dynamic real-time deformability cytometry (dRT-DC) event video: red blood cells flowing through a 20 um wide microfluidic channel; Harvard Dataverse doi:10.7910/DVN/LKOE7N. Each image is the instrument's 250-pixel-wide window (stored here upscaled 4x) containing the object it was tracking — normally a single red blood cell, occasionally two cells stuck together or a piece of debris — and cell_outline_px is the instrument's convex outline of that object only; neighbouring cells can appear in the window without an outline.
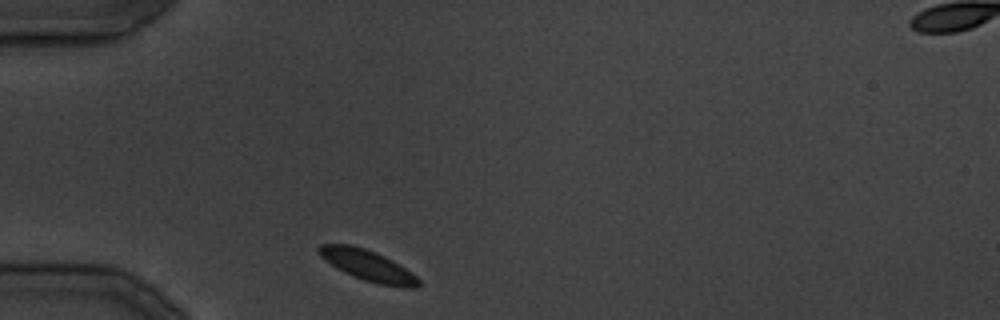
{"species": "common noctule bat (a hibernating species)", "species_latin": "Nyctalus noctula", "temperature_condition": "cold", "stored_images_in_passage": 16, "camera_frame_rate_fps": 3000, "um_per_image_px": 0.085, "animal": {"sex": "male", "body_mass_g": 19.5, "forearm_length_mm": 54.6}, "frame": {"image": 1, "passage_image": 1, "time_ms": 0.0, "image_size_px": [1000, 320], "cell_outline_px": [[420, 284], [416, 288], [404, 288], [380, 284], [364, 280], [344, 272], [320, 256], [316, 252], [316, 248], [320, 244], [352, 244], [376, 252], [400, 264], [412, 272], [420, 280]], "centroid_in_image_um": [31.28, 22.55], "position_along_channel_um": 53.7, "area_um2": 17.98}}
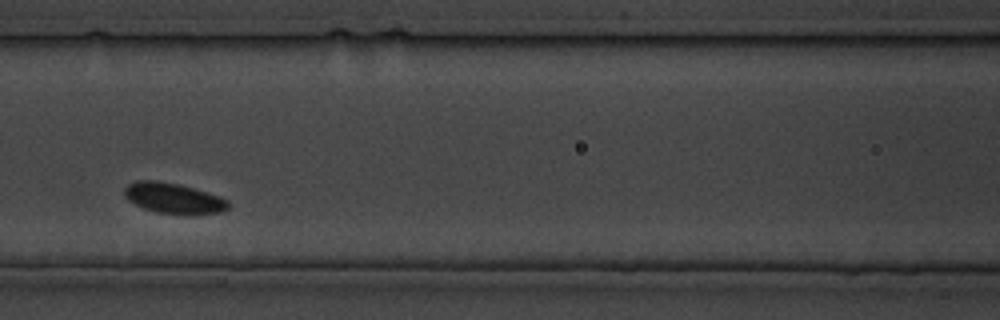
{"frame": {"image": 2, "passage_image": 7, "time_ms": 7.667, "image_size_px": [1000, 320], "cell_outline_px": [[228, 208], [220, 212], [192, 216], [188, 216], [156, 212], [144, 208], [128, 200], [124, 192], [124, 188], [128, 184], [136, 180], [156, 180], [176, 184], [192, 188], [220, 196], [228, 200]], "centroid_in_image_um": [14.76, 16.87], "position_along_channel_um": 151.8, "area_um2": 18.61}}
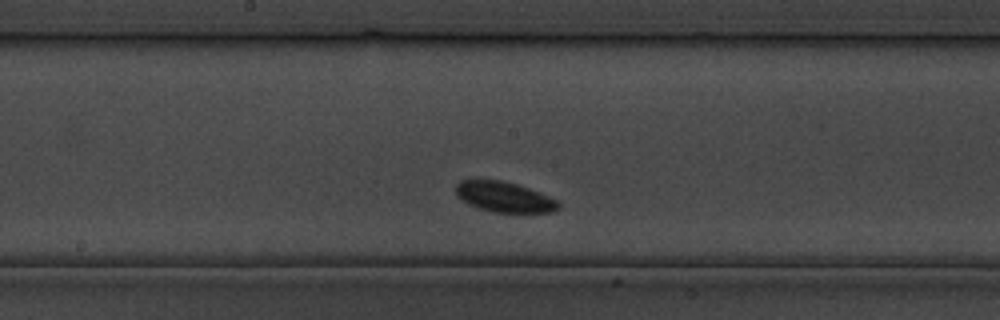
{"frame": {"image": 3, "passage_image": 10, "time_ms": 11.333, "image_size_px": [1000, 320], "cell_outline_px": [[560, 208], [552, 212], [492, 212], [468, 204], [456, 196], [456, 184], [460, 180], [500, 180], [516, 184], [528, 188], [548, 196], [556, 200], [560, 204]], "centroid_in_image_um": [42.84, 16.74], "position_along_channel_um": 205.4, "area_um2": 17.98}}